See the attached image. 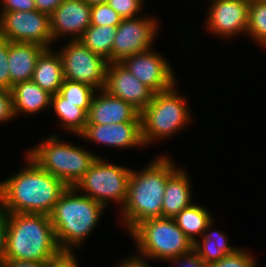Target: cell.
<instances>
[{"label": "cell", "mask_w": 266, "mask_h": 267, "mask_svg": "<svg viewBox=\"0 0 266 267\" xmlns=\"http://www.w3.org/2000/svg\"><path fill=\"white\" fill-rule=\"evenodd\" d=\"M25 156L27 166L0 182V203L8 213L50 215L68 186Z\"/></svg>", "instance_id": "6da1fadb"}, {"label": "cell", "mask_w": 266, "mask_h": 267, "mask_svg": "<svg viewBox=\"0 0 266 267\" xmlns=\"http://www.w3.org/2000/svg\"><path fill=\"white\" fill-rule=\"evenodd\" d=\"M178 168L171 158L162 155L143 171L132 170L127 199L120 209L123 225L129 233L144 220L162 217L166 182Z\"/></svg>", "instance_id": "7a4b0ae2"}, {"label": "cell", "mask_w": 266, "mask_h": 267, "mask_svg": "<svg viewBox=\"0 0 266 267\" xmlns=\"http://www.w3.org/2000/svg\"><path fill=\"white\" fill-rule=\"evenodd\" d=\"M63 254L49 215L8 213L3 260L53 263Z\"/></svg>", "instance_id": "3957f363"}, {"label": "cell", "mask_w": 266, "mask_h": 267, "mask_svg": "<svg viewBox=\"0 0 266 267\" xmlns=\"http://www.w3.org/2000/svg\"><path fill=\"white\" fill-rule=\"evenodd\" d=\"M105 206L68 187L51 212L55 239L64 254H73L72 247L82 245L96 228Z\"/></svg>", "instance_id": "277c9868"}, {"label": "cell", "mask_w": 266, "mask_h": 267, "mask_svg": "<svg viewBox=\"0 0 266 267\" xmlns=\"http://www.w3.org/2000/svg\"><path fill=\"white\" fill-rule=\"evenodd\" d=\"M28 150L26 154L32 160L68 187H74L99 157L87 149L58 139L56 134L50 135L40 141L37 147Z\"/></svg>", "instance_id": "5b68a950"}, {"label": "cell", "mask_w": 266, "mask_h": 267, "mask_svg": "<svg viewBox=\"0 0 266 267\" xmlns=\"http://www.w3.org/2000/svg\"><path fill=\"white\" fill-rule=\"evenodd\" d=\"M187 103L176 84L171 89L154 93L152 101L140 113L144 145L171 137L191 122L193 117Z\"/></svg>", "instance_id": "8992f818"}, {"label": "cell", "mask_w": 266, "mask_h": 267, "mask_svg": "<svg viewBox=\"0 0 266 267\" xmlns=\"http://www.w3.org/2000/svg\"><path fill=\"white\" fill-rule=\"evenodd\" d=\"M130 235L136 243L138 255L145 257L146 260L167 262L190 253L194 245L173 218L144 220L130 232Z\"/></svg>", "instance_id": "52a82bcc"}, {"label": "cell", "mask_w": 266, "mask_h": 267, "mask_svg": "<svg viewBox=\"0 0 266 267\" xmlns=\"http://www.w3.org/2000/svg\"><path fill=\"white\" fill-rule=\"evenodd\" d=\"M131 172L132 169L108 163L100 156L74 188L105 207L112 201L122 209L127 199Z\"/></svg>", "instance_id": "ba28073f"}, {"label": "cell", "mask_w": 266, "mask_h": 267, "mask_svg": "<svg viewBox=\"0 0 266 267\" xmlns=\"http://www.w3.org/2000/svg\"><path fill=\"white\" fill-rule=\"evenodd\" d=\"M58 50L64 79L87 84L97 91L104 89L108 61L78 40H68Z\"/></svg>", "instance_id": "9c48e42d"}, {"label": "cell", "mask_w": 266, "mask_h": 267, "mask_svg": "<svg viewBox=\"0 0 266 267\" xmlns=\"http://www.w3.org/2000/svg\"><path fill=\"white\" fill-rule=\"evenodd\" d=\"M0 36L10 42L34 43L52 48L50 16L38 10L0 12Z\"/></svg>", "instance_id": "30bf717a"}, {"label": "cell", "mask_w": 266, "mask_h": 267, "mask_svg": "<svg viewBox=\"0 0 266 267\" xmlns=\"http://www.w3.org/2000/svg\"><path fill=\"white\" fill-rule=\"evenodd\" d=\"M148 16L139 15L121 21L113 42L112 62H121L125 57L152 48L156 41L159 21L154 16Z\"/></svg>", "instance_id": "8fae6325"}, {"label": "cell", "mask_w": 266, "mask_h": 267, "mask_svg": "<svg viewBox=\"0 0 266 267\" xmlns=\"http://www.w3.org/2000/svg\"><path fill=\"white\" fill-rule=\"evenodd\" d=\"M158 53L151 48L121 61L131 74L154 93L166 91L178 84L171 64Z\"/></svg>", "instance_id": "7c38bea8"}, {"label": "cell", "mask_w": 266, "mask_h": 267, "mask_svg": "<svg viewBox=\"0 0 266 267\" xmlns=\"http://www.w3.org/2000/svg\"><path fill=\"white\" fill-rule=\"evenodd\" d=\"M206 17L207 30L230 39L247 34L250 0H211ZM243 33V34H242Z\"/></svg>", "instance_id": "4fadbf2b"}, {"label": "cell", "mask_w": 266, "mask_h": 267, "mask_svg": "<svg viewBox=\"0 0 266 267\" xmlns=\"http://www.w3.org/2000/svg\"><path fill=\"white\" fill-rule=\"evenodd\" d=\"M104 90L131 104L140 113L152 101L154 95V92L131 74L121 62L108 63Z\"/></svg>", "instance_id": "5bb4252c"}, {"label": "cell", "mask_w": 266, "mask_h": 267, "mask_svg": "<svg viewBox=\"0 0 266 267\" xmlns=\"http://www.w3.org/2000/svg\"><path fill=\"white\" fill-rule=\"evenodd\" d=\"M90 25L91 6L84 0H64L50 15V30L54 42L66 35H70V41L79 40Z\"/></svg>", "instance_id": "9a60e30c"}, {"label": "cell", "mask_w": 266, "mask_h": 267, "mask_svg": "<svg viewBox=\"0 0 266 267\" xmlns=\"http://www.w3.org/2000/svg\"><path fill=\"white\" fill-rule=\"evenodd\" d=\"M86 141L103 144L113 148H132L145 146L142 139L141 122H124L117 124H86L79 135Z\"/></svg>", "instance_id": "2e32d148"}, {"label": "cell", "mask_w": 266, "mask_h": 267, "mask_svg": "<svg viewBox=\"0 0 266 267\" xmlns=\"http://www.w3.org/2000/svg\"><path fill=\"white\" fill-rule=\"evenodd\" d=\"M141 122L140 112L126 101L113 97L104 89L93 96L87 113V124Z\"/></svg>", "instance_id": "e0dca14e"}, {"label": "cell", "mask_w": 266, "mask_h": 267, "mask_svg": "<svg viewBox=\"0 0 266 267\" xmlns=\"http://www.w3.org/2000/svg\"><path fill=\"white\" fill-rule=\"evenodd\" d=\"M44 49L34 43L10 42L8 65L11 89L17 83L32 80L37 59Z\"/></svg>", "instance_id": "ac0fdd59"}, {"label": "cell", "mask_w": 266, "mask_h": 267, "mask_svg": "<svg viewBox=\"0 0 266 267\" xmlns=\"http://www.w3.org/2000/svg\"><path fill=\"white\" fill-rule=\"evenodd\" d=\"M186 172L178 168L168 178L162 201L163 218H174L182 209L193 203L190 176Z\"/></svg>", "instance_id": "d6986e66"}, {"label": "cell", "mask_w": 266, "mask_h": 267, "mask_svg": "<svg viewBox=\"0 0 266 267\" xmlns=\"http://www.w3.org/2000/svg\"><path fill=\"white\" fill-rule=\"evenodd\" d=\"M14 115L38 114V112L50 108L51 97L48 91L43 90L32 80L15 84L12 89Z\"/></svg>", "instance_id": "ffe728a7"}, {"label": "cell", "mask_w": 266, "mask_h": 267, "mask_svg": "<svg viewBox=\"0 0 266 267\" xmlns=\"http://www.w3.org/2000/svg\"><path fill=\"white\" fill-rule=\"evenodd\" d=\"M51 48H45L39 55L32 81L43 90L54 95L60 91L64 81L62 62L58 52Z\"/></svg>", "instance_id": "44dd1931"}, {"label": "cell", "mask_w": 266, "mask_h": 267, "mask_svg": "<svg viewBox=\"0 0 266 267\" xmlns=\"http://www.w3.org/2000/svg\"><path fill=\"white\" fill-rule=\"evenodd\" d=\"M91 103L65 102V98L58 92L51 97V109L60 119L61 127L66 133L79 136L87 124V113Z\"/></svg>", "instance_id": "7402d4cb"}, {"label": "cell", "mask_w": 266, "mask_h": 267, "mask_svg": "<svg viewBox=\"0 0 266 267\" xmlns=\"http://www.w3.org/2000/svg\"><path fill=\"white\" fill-rule=\"evenodd\" d=\"M213 225L212 220L207 225L202 239L200 238L201 241L198 239L193 245V250L207 265L220 261L223 257L238 249L237 247L228 245L229 239L223 232L217 230L210 232Z\"/></svg>", "instance_id": "603a6c76"}, {"label": "cell", "mask_w": 266, "mask_h": 267, "mask_svg": "<svg viewBox=\"0 0 266 267\" xmlns=\"http://www.w3.org/2000/svg\"><path fill=\"white\" fill-rule=\"evenodd\" d=\"M202 205L192 203L182 209L173 219L184 234L195 243L198 235L203 236L207 225L213 220V216Z\"/></svg>", "instance_id": "cb8c5ba5"}, {"label": "cell", "mask_w": 266, "mask_h": 267, "mask_svg": "<svg viewBox=\"0 0 266 267\" xmlns=\"http://www.w3.org/2000/svg\"><path fill=\"white\" fill-rule=\"evenodd\" d=\"M116 30L117 27L90 25L78 41L110 63Z\"/></svg>", "instance_id": "d4e9b609"}, {"label": "cell", "mask_w": 266, "mask_h": 267, "mask_svg": "<svg viewBox=\"0 0 266 267\" xmlns=\"http://www.w3.org/2000/svg\"><path fill=\"white\" fill-rule=\"evenodd\" d=\"M247 36L266 48V0H250Z\"/></svg>", "instance_id": "484cf974"}, {"label": "cell", "mask_w": 266, "mask_h": 267, "mask_svg": "<svg viewBox=\"0 0 266 267\" xmlns=\"http://www.w3.org/2000/svg\"><path fill=\"white\" fill-rule=\"evenodd\" d=\"M59 93L65 98V102L91 103L97 90L87 84L64 79Z\"/></svg>", "instance_id": "4316f807"}, {"label": "cell", "mask_w": 266, "mask_h": 267, "mask_svg": "<svg viewBox=\"0 0 266 267\" xmlns=\"http://www.w3.org/2000/svg\"><path fill=\"white\" fill-rule=\"evenodd\" d=\"M122 20L108 3L91 6V25L118 27Z\"/></svg>", "instance_id": "83f0119b"}, {"label": "cell", "mask_w": 266, "mask_h": 267, "mask_svg": "<svg viewBox=\"0 0 266 267\" xmlns=\"http://www.w3.org/2000/svg\"><path fill=\"white\" fill-rule=\"evenodd\" d=\"M256 264L258 265L257 261L248 251L238 248L220 261L208 265V267H257Z\"/></svg>", "instance_id": "f1b7e54d"}, {"label": "cell", "mask_w": 266, "mask_h": 267, "mask_svg": "<svg viewBox=\"0 0 266 267\" xmlns=\"http://www.w3.org/2000/svg\"><path fill=\"white\" fill-rule=\"evenodd\" d=\"M145 0H108V5L117 12L122 19L136 17L141 13Z\"/></svg>", "instance_id": "f546056e"}, {"label": "cell", "mask_w": 266, "mask_h": 267, "mask_svg": "<svg viewBox=\"0 0 266 267\" xmlns=\"http://www.w3.org/2000/svg\"><path fill=\"white\" fill-rule=\"evenodd\" d=\"M10 41L0 36V88L11 90V77L8 65Z\"/></svg>", "instance_id": "4dcf8cb0"}, {"label": "cell", "mask_w": 266, "mask_h": 267, "mask_svg": "<svg viewBox=\"0 0 266 267\" xmlns=\"http://www.w3.org/2000/svg\"><path fill=\"white\" fill-rule=\"evenodd\" d=\"M15 118L11 90L0 88V123Z\"/></svg>", "instance_id": "1f68e13d"}, {"label": "cell", "mask_w": 266, "mask_h": 267, "mask_svg": "<svg viewBox=\"0 0 266 267\" xmlns=\"http://www.w3.org/2000/svg\"><path fill=\"white\" fill-rule=\"evenodd\" d=\"M176 267H208L203 259L192 250L190 253L169 260Z\"/></svg>", "instance_id": "d6a6232c"}, {"label": "cell", "mask_w": 266, "mask_h": 267, "mask_svg": "<svg viewBox=\"0 0 266 267\" xmlns=\"http://www.w3.org/2000/svg\"><path fill=\"white\" fill-rule=\"evenodd\" d=\"M1 12L37 10L34 0H1Z\"/></svg>", "instance_id": "836d02e7"}, {"label": "cell", "mask_w": 266, "mask_h": 267, "mask_svg": "<svg viewBox=\"0 0 266 267\" xmlns=\"http://www.w3.org/2000/svg\"><path fill=\"white\" fill-rule=\"evenodd\" d=\"M8 226V212L0 203V265L3 262V256L6 247V232Z\"/></svg>", "instance_id": "e575fe53"}, {"label": "cell", "mask_w": 266, "mask_h": 267, "mask_svg": "<svg viewBox=\"0 0 266 267\" xmlns=\"http://www.w3.org/2000/svg\"><path fill=\"white\" fill-rule=\"evenodd\" d=\"M0 267H52V263L26 260H3Z\"/></svg>", "instance_id": "d590c367"}, {"label": "cell", "mask_w": 266, "mask_h": 267, "mask_svg": "<svg viewBox=\"0 0 266 267\" xmlns=\"http://www.w3.org/2000/svg\"><path fill=\"white\" fill-rule=\"evenodd\" d=\"M38 11L51 15L64 0H34Z\"/></svg>", "instance_id": "8d00e7d4"}, {"label": "cell", "mask_w": 266, "mask_h": 267, "mask_svg": "<svg viewBox=\"0 0 266 267\" xmlns=\"http://www.w3.org/2000/svg\"><path fill=\"white\" fill-rule=\"evenodd\" d=\"M145 257L137 255H131L130 257L122 260L116 267H153L148 265L145 261Z\"/></svg>", "instance_id": "74e56055"}, {"label": "cell", "mask_w": 266, "mask_h": 267, "mask_svg": "<svg viewBox=\"0 0 266 267\" xmlns=\"http://www.w3.org/2000/svg\"><path fill=\"white\" fill-rule=\"evenodd\" d=\"M77 257L73 254H63L59 259L52 263V267H79Z\"/></svg>", "instance_id": "f35d334b"}, {"label": "cell", "mask_w": 266, "mask_h": 267, "mask_svg": "<svg viewBox=\"0 0 266 267\" xmlns=\"http://www.w3.org/2000/svg\"><path fill=\"white\" fill-rule=\"evenodd\" d=\"M89 6L107 3L108 0H84Z\"/></svg>", "instance_id": "ab89813d"}]
</instances>
